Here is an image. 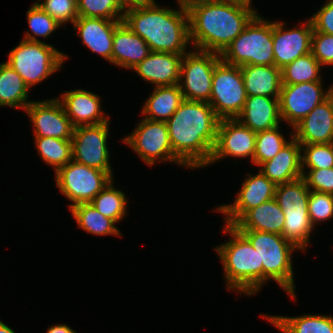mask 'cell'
Here are the masks:
<instances>
[{
    "label": "cell",
    "mask_w": 333,
    "mask_h": 333,
    "mask_svg": "<svg viewBox=\"0 0 333 333\" xmlns=\"http://www.w3.org/2000/svg\"><path fill=\"white\" fill-rule=\"evenodd\" d=\"M219 121L208 102L184 99L166 122L173 153L186 168L209 164Z\"/></svg>",
    "instance_id": "6da1fadb"
},
{
    "label": "cell",
    "mask_w": 333,
    "mask_h": 333,
    "mask_svg": "<svg viewBox=\"0 0 333 333\" xmlns=\"http://www.w3.org/2000/svg\"><path fill=\"white\" fill-rule=\"evenodd\" d=\"M150 52L148 44L123 21L115 28L111 55L113 65L132 71Z\"/></svg>",
    "instance_id": "603a6c76"
},
{
    "label": "cell",
    "mask_w": 333,
    "mask_h": 333,
    "mask_svg": "<svg viewBox=\"0 0 333 333\" xmlns=\"http://www.w3.org/2000/svg\"><path fill=\"white\" fill-rule=\"evenodd\" d=\"M69 55L45 41L22 40L8 54L6 61L31 88L59 72Z\"/></svg>",
    "instance_id": "52a82bcc"
},
{
    "label": "cell",
    "mask_w": 333,
    "mask_h": 333,
    "mask_svg": "<svg viewBox=\"0 0 333 333\" xmlns=\"http://www.w3.org/2000/svg\"><path fill=\"white\" fill-rule=\"evenodd\" d=\"M284 211L275 198L250 209L234 226L238 230H257L282 235Z\"/></svg>",
    "instance_id": "484cf974"
},
{
    "label": "cell",
    "mask_w": 333,
    "mask_h": 333,
    "mask_svg": "<svg viewBox=\"0 0 333 333\" xmlns=\"http://www.w3.org/2000/svg\"><path fill=\"white\" fill-rule=\"evenodd\" d=\"M247 97L266 96L279 98L282 86L281 69L275 65L241 66Z\"/></svg>",
    "instance_id": "d4e9b609"
},
{
    "label": "cell",
    "mask_w": 333,
    "mask_h": 333,
    "mask_svg": "<svg viewBox=\"0 0 333 333\" xmlns=\"http://www.w3.org/2000/svg\"><path fill=\"white\" fill-rule=\"evenodd\" d=\"M256 132L238 119H221L217 128V139L212 157L207 166L226 157L250 158L254 164Z\"/></svg>",
    "instance_id": "9a60e30c"
},
{
    "label": "cell",
    "mask_w": 333,
    "mask_h": 333,
    "mask_svg": "<svg viewBox=\"0 0 333 333\" xmlns=\"http://www.w3.org/2000/svg\"><path fill=\"white\" fill-rule=\"evenodd\" d=\"M242 187L232 204L219 205L215 211L225 216L227 225L234 226L250 209L275 198L276 185L260 170L255 175L247 173Z\"/></svg>",
    "instance_id": "5bb4252c"
},
{
    "label": "cell",
    "mask_w": 333,
    "mask_h": 333,
    "mask_svg": "<svg viewBox=\"0 0 333 333\" xmlns=\"http://www.w3.org/2000/svg\"><path fill=\"white\" fill-rule=\"evenodd\" d=\"M230 65H275L273 21L257 14L221 54Z\"/></svg>",
    "instance_id": "8992f818"
},
{
    "label": "cell",
    "mask_w": 333,
    "mask_h": 333,
    "mask_svg": "<svg viewBox=\"0 0 333 333\" xmlns=\"http://www.w3.org/2000/svg\"><path fill=\"white\" fill-rule=\"evenodd\" d=\"M187 11L193 49L220 55L258 14L254 8L217 0L193 5Z\"/></svg>",
    "instance_id": "7a4b0ae2"
},
{
    "label": "cell",
    "mask_w": 333,
    "mask_h": 333,
    "mask_svg": "<svg viewBox=\"0 0 333 333\" xmlns=\"http://www.w3.org/2000/svg\"><path fill=\"white\" fill-rule=\"evenodd\" d=\"M217 1L236 3V4H240V5L249 7V8H253L252 0H217Z\"/></svg>",
    "instance_id": "7dc6e473"
},
{
    "label": "cell",
    "mask_w": 333,
    "mask_h": 333,
    "mask_svg": "<svg viewBox=\"0 0 333 333\" xmlns=\"http://www.w3.org/2000/svg\"><path fill=\"white\" fill-rule=\"evenodd\" d=\"M300 145L333 143V105L330 96L293 127Z\"/></svg>",
    "instance_id": "d6986e66"
},
{
    "label": "cell",
    "mask_w": 333,
    "mask_h": 333,
    "mask_svg": "<svg viewBox=\"0 0 333 333\" xmlns=\"http://www.w3.org/2000/svg\"><path fill=\"white\" fill-rule=\"evenodd\" d=\"M110 122L74 128L72 160L105 172H113L107 139Z\"/></svg>",
    "instance_id": "4fadbf2b"
},
{
    "label": "cell",
    "mask_w": 333,
    "mask_h": 333,
    "mask_svg": "<svg viewBox=\"0 0 333 333\" xmlns=\"http://www.w3.org/2000/svg\"><path fill=\"white\" fill-rule=\"evenodd\" d=\"M309 190L333 194V167L302 172Z\"/></svg>",
    "instance_id": "b9f144b4"
},
{
    "label": "cell",
    "mask_w": 333,
    "mask_h": 333,
    "mask_svg": "<svg viewBox=\"0 0 333 333\" xmlns=\"http://www.w3.org/2000/svg\"><path fill=\"white\" fill-rule=\"evenodd\" d=\"M0 333H16L12 328H10L7 324L3 323L0 319Z\"/></svg>",
    "instance_id": "c3c4849f"
},
{
    "label": "cell",
    "mask_w": 333,
    "mask_h": 333,
    "mask_svg": "<svg viewBox=\"0 0 333 333\" xmlns=\"http://www.w3.org/2000/svg\"><path fill=\"white\" fill-rule=\"evenodd\" d=\"M206 1H210V0H177V3L179 4V8L188 10L193 5L203 3Z\"/></svg>",
    "instance_id": "bcb514c9"
},
{
    "label": "cell",
    "mask_w": 333,
    "mask_h": 333,
    "mask_svg": "<svg viewBox=\"0 0 333 333\" xmlns=\"http://www.w3.org/2000/svg\"><path fill=\"white\" fill-rule=\"evenodd\" d=\"M122 142L129 145L143 162L151 167L164 161L186 167L173 153L165 121L143 118Z\"/></svg>",
    "instance_id": "30bf717a"
},
{
    "label": "cell",
    "mask_w": 333,
    "mask_h": 333,
    "mask_svg": "<svg viewBox=\"0 0 333 333\" xmlns=\"http://www.w3.org/2000/svg\"><path fill=\"white\" fill-rule=\"evenodd\" d=\"M284 228L282 236L306 253L314 226L308 210H284Z\"/></svg>",
    "instance_id": "4dcf8cb0"
},
{
    "label": "cell",
    "mask_w": 333,
    "mask_h": 333,
    "mask_svg": "<svg viewBox=\"0 0 333 333\" xmlns=\"http://www.w3.org/2000/svg\"><path fill=\"white\" fill-rule=\"evenodd\" d=\"M34 130V138L54 137L71 140L74 126L57 98L32 101L24 110Z\"/></svg>",
    "instance_id": "2e32d148"
},
{
    "label": "cell",
    "mask_w": 333,
    "mask_h": 333,
    "mask_svg": "<svg viewBox=\"0 0 333 333\" xmlns=\"http://www.w3.org/2000/svg\"><path fill=\"white\" fill-rule=\"evenodd\" d=\"M184 100L178 84L154 87L142 106L143 118L153 121H165L175 113Z\"/></svg>",
    "instance_id": "4316f807"
},
{
    "label": "cell",
    "mask_w": 333,
    "mask_h": 333,
    "mask_svg": "<svg viewBox=\"0 0 333 333\" xmlns=\"http://www.w3.org/2000/svg\"><path fill=\"white\" fill-rule=\"evenodd\" d=\"M310 190L303 177L276 186L275 199L284 211L308 210Z\"/></svg>",
    "instance_id": "e575fe53"
},
{
    "label": "cell",
    "mask_w": 333,
    "mask_h": 333,
    "mask_svg": "<svg viewBox=\"0 0 333 333\" xmlns=\"http://www.w3.org/2000/svg\"><path fill=\"white\" fill-rule=\"evenodd\" d=\"M323 81L282 84L279 94V111L283 122L294 127L318 104L330 96L333 84L324 90Z\"/></svg>",
    "instance_id": "7c38bea8"
},
{
    "label": "cell",
    "mask_w": 333,
    "mask_h": 333,
    "mask_svg": "<svg viewBox=\"0 0 333 333\" xmlns=\"http://www.w3.org/2000/svg\"><path fill=\"white\" fill-rule=\"evenodd\" d=\"M113 182L114 179L90 203L98 212L118 224L128 214L126 212L128 203L125 193L116 189Z\"/></svg>",
    "instance_id": "1f68e13d"
},
{
    "label": "cell",
    "mask_w": 333,
    "mask_h": 333,
    "mask_svg": "<svg viewBox=\"0 0 333 333\" xmlns=\"http://www.w3.org/2000/svg\"><path fill=\"white\" fill-rule=\"evenodd\" d=\"M126 7L122 0H77L78 17L123 20Z\"/></svg>",
    "instance_id": "d590c367"
},
{
    "label": "cell",
    "mask_w": 333,
    "mask_h": 333,
    "mask_svg": "<svg viewBox=\"0 0 333 333\" xmlns=\"http://www.w3.org/2000/svg\"><path fill=\"white\" fill-rule=\"evenodd\" d=\"M60 96L57 99L74 127L98 125L110 121V116L103 113L98 94L77 88L63 92Z\"/></svg>",
    "instance_id": "ac0fdd59"
},
{
    "label": "cell",
    "mask_w": 333,
    "mask_h": 333,
    "mask_svg": "<svg viewBox=\"0 0 333 333\" xmlns=\"http://www.w3.org/2000/svg\"><path fill=\"white\" fill-rule=\"evenodd\" d=\"M139 35L151 51L186 54L189 39V18L186 9L164 8L155 0L127 5L122 20Z\"/></svg>",
    "instance_id": "3957f363"
},
{
    "label": "cell",
    "mask_w": 333,
    "mask_h": 333,
    "mask_svg": "<svg viewBox=\"0 0 333 333\" xmlns=\"http://www.w3.org/2000/svg\"><path fill=\"white\" fill-rule=\"evenodd\" d=\"M29 87L22 77L7 63H0V104L15 109L25 108L32 102Z\"/></svg>",
    "instance_id": "f1b7e54d"
},
{
    "label": "cell",
    "mask_w": 333,
    "mask_h": 333,
    "mask_svg": "<svg viewBox=\"0 0 333 333\" xmlns=\"http://www.w3.org/2000/svg\"><path fill=\"white\" fill-rule=\"evenodd\" d=\"M220 60L218 53L195 49L183 55L178 85L184 99L209 102L214 69Z\"/></svg>",
    "instance_id": "8fae6325"
},
{
    "label": "cell",
    "mask_w": 333,
    "mask_h": 333,
    "mask_svg": "<svg viewBox=\"0 0 333 333\" xmlns=\"http://www.w3.org/2000/svg\"><path fill=\"white\" fill-rule=\"evenodd\" d=\"M27 20L29 29L31 30V32L26 30L23 37V40L27 41L41 42L37 37L47 39L55 30L61 27L59 23L35 3L27 11Z\"/></svg>",
    "instance_id": "74e56055"
},
{
    "label": "cell",
    "mask_w": 333,
    "mask_h": 333,
    "mask_svg": "<svg viewBox=\"0 0 333 333\" xmlns=\"http://www.w3.org/2000/svg\"><path fill=\"white\" fill-rule=\"evenodd\" d=\"M78 227L93 235L120 236L121 231L115 222L102 215L91 203H80L69 209Z\"/></svg>",
    "instance_id": "f546056e"
},
{
    "label": "cell",
    "mask_w": 333,
    "mask_h": 333,
    "mask_svg": "<svg viewBox=\"0 0 333 333\" xmlns=\"http://www.w3.org/2000/svg\"><path fill=\"white\" fill-rule=\"evenodd\" d=\"M46 333H77V332L72 328H70L68 325L59 323L48 327Z\"/></svg>",
    "instance_id": "f6af8a7d"
},
{
    "label": "cell",
    "mask_w": 333,
    "mask_h": 333,
    "mask_svg": "<svg viewBox=\"0 0 333 333\" xmlns=\"http://www.w3.org/2000/svg\"><path fill=\"white\" fill-rule=\"evenodd\" d=\"M55 173L59 191L72 203H90L113 179V172H105L71 160Z\"/></svg>",
    "instance_id": "ba28073f"
},
{
    "label": "cell",
    "mask_w": 333,
    "mask_h": 333,
    "mask_svg": "<svg viewBox=\"0 0 333 333\" xmlns=\"http://www.w3.org/2000/svg\"><path fill=\"white\" fill-rule=\"evenodd\" d=\"M309 19L312 22L313 32L333 35V0H327Z\"/></svg>",
    "instance_id": "ee69618b"
},
{
    "label": "cell",
    "mask_w": 333,
    "mask_h": 333,
    "mask_svg": "<svg viewBox=\"0 0 333 333\" xmlns=\"http://www.w3.org/2000/svg\"><path fill=\"white\" fill-rule=\"evenodd\" d=\"M183 55L151 51L132 71L154 87L179 84Z\"/></svg>",
    "instance_id": "ffe728a7"
},
{
    "label": "cell",
    "mask_w": 333,
    "mask_h": 333,
    "mask_svg": "<svg viewBox=\"0 0 333 333\" xmlns=\"http://www.w3.org/2000/svg\"><path fill=\"white\" fill-rule=\"evenodd\" d=\"M258 251L259 291L269 280L275 281L296 301L292 253L299 249L277 233L239 230Z\"/></svg>",
    "instance_id": "5b68a950"
},
{
    "label": "cell",
    "mask_w": 333,
    "mask_h": 333,
    "mask_svg": "<svg viewBox=\"0 0 333 333\" xmlns=\"http://www.w3.org/2000/svg\"><path fill=\"white\" fill-rule=\"evenodd\" d=\"M122 20L78 17L74 22V30L81 37L82 43L111 63L113 34Z\"/></svg>",
    "instance_id": "44dd1931"
},
{
    "label": "cell",
    "mask_w": 333,
    "mask_h": 333,
    "mask_svg": "<svg viewBox=\"0 0 333 333\" xmlns=\"http://www.w3.org/2000/svg\"><path fill=\"white\" fill-rule=\"evenodd\" d=\"M34 145L41 159L56 172L72 160L71 140L54 137L34 138Z\"/></svg>",
    "instance_id": "d6a6232c"
},
{
    "label": "cell",
    "mask_w": 333,
    "mask_h": 333,
    "mask_svg": "<svg viewBox=\"0 0 333 333\" xmlns=\"http://www.w3.org/2000/svg\"><path fill=\"white\" fill-rule=\"evenodd\" d=\"M301 145L290 134V141L271 160L262 163L260 170L276 186L303 177Z\"/></svg>",
    "instance_id": "7402d4cb"
},
{
    "label": "cell",
    "mask_w": 333,
    "mask_h": 333,
    "mask_svg": "<svg viewBox=\"0 0 333 333\" xmlns=\"http://www.w3.org/2000/svg\"><path fill=\"white\" fill-rule=\"evenodd\" d=\"M311 52L321 66L333 65V35L313 32Z\"/></svg>",
    "instance_id": "7bdbcfd3"
},
{
    "label": "cell",
    "mask_w": 333,
    "mask_h": 333,
    "mask_svg": "<svg viewBox=\"0 0 333 333\" xmlns=\"http://www.w3.org/2000/svg\"><path fill=\"white\" fill-rule=\"evenodd\" d=\"M34 2L61 26L78 18L77 0H44Z\"/></svg>",
    "instance_id": "ab89813d"
},
{
    "label": "cell",
    "mask_w": 333,
    "mask_h": 333,
    "mask_svg": "<svg viewBox=\"0 0 333 333\" xmlns=\"http://www.w3.org/2000/svg\"><path fill=\"white\" fill-rule=\"evenodd\" d=\"M302 172L333 167V143L301 145Z\"/></svg>",
    "instance_id": "f35d334b"
},
{
    "label": "cell",
    "mask_w": 333,
    "mask_h": 333,
    "mask_svg": "<svg viewBox=\"0 0 333 333\" xmlns=\"http://www.w3.org/2000/svg\"><path fill=\"white\" fill-rule=\"evenodd\" d=\"M321 67L312 52L303 55L281 69L282 84L322 81Z\"/></svg>",
    "instance_id": "836d02e7"
},
{
    "label": "cell",
    "mask_w": 333,
    "mask_h": 333,
    "mask_svg": "<svg viewBox=\"0 0 333 333\" xmlns=\"http://www.w3.org/2000/svg\"><path fill=\"white\" fill-rule=\"evenodd\" d=\"M126 5H130V4H136L138 2H142L144 0H122Z\"/></svg>",
    "instance_id": "681fc988"
},
{
    "label": "cell",
    "mask_w": 333,
    "mask_h": 333,
    "mask_svg": "<svg viewBox=\"0 0 333 333\" xmlns=\"http://www.w3.org/2000/svg\"><path fill=\"white\" fill-rule=\"evenodd\" d=\"M227 242L214 250L222 262L227 290L248 296L259 292V256L250 241L232 225H224Z\"/></svg>",
    "instance_id": "277c9868"
},
{
    "label": "cell",
    "mask_w": 333,
    "mask_h": 333,
    "mask_svg": "<svg viewBox=\"0 0 333 333\" xmlns=\"http://www.w3.org/2000/svg\"><path fill=\"white\" fill-rule=\"evenodd\" d=\"M281 126L260 131L256 133V145L254 152V165L260 166L262 163L271 160L290 141L280 132Z\"/></svg>",
    "instance_id": "8d00e7d4"
},
{
    "label": "cell",
    "mask_w": 333,
    "mask_h": 333,
    "mask_svg": "<svg viewBox=\"0 0 333 333\" xmlns=\"http://www.w3.org/2000/svg\"><path fill=\"white\" fill-rule=\"evenodd\" d=\"M308 215L314 227L318 222L330 220L333 217V194L310 190Z\"/></svg>",
    "instance_id": "60d3db41"
},
{
    "label": "cell",
    "mask_w": 333,
    "mask_h": 333,
    "mask_svg": "<svg viewBox=\"0 0 333 333\" xmlns=\"http://www.w3.org/2000/svg\"><path fill=\"white\" fill-rule=\"evenodd\" d=\"M236 119L256 133L275 128L282 121L279 98L249 96L241 114Z\"/></svg>",
    "instance_id": "cb8c5ba5"
},
{
    "label": "cell",
    "mask_w": 333,
    "mask_h": 333,
    "mask_svg": "<svg viewBox=\"0 0 333 333\" xmlns=\"http://www.w3.org/2000/svg\"><path fill=\"white\" fill-rule=\"evenodd\" d=\"M246 99L241 67L221 59L214 69L209 105L220 120L235 119L241 114Z\"/></svg>",
    "instance_id": "9c48e42d"
},
{
    "label": "cell",
    "mask_w": 333,
    "mask_h": 333,
    "mask_svg": "<svg viewBox=\"0 0 333 333\" xmlns=\"http://www.w3.org/2000/svg\"><path fill=\"white\" fill-rule=\"evenodd\" d=\"M286 29L285 22L273 21V52L275 66L284 68L295 59L311 52L313 26L311 20Z\"/></svg>",
    "instance_id": "e0dca14e"
},
{
    "label": "cell",
    "mask_w": 333,
    "mask_h": 333,
    "mask_svg": "<svg viewBox=\"0 0 333 333\" xmlns=\"http://www.w3.org/2000/svg\"><path fill=\"white\" fill-rule=\"evenodd\" d=\"M276 329L283 333H333V316L306 314L297 317L262 315Z\"/></svg>",
    "instance_id": "83f0119b"
}]
</instances>
